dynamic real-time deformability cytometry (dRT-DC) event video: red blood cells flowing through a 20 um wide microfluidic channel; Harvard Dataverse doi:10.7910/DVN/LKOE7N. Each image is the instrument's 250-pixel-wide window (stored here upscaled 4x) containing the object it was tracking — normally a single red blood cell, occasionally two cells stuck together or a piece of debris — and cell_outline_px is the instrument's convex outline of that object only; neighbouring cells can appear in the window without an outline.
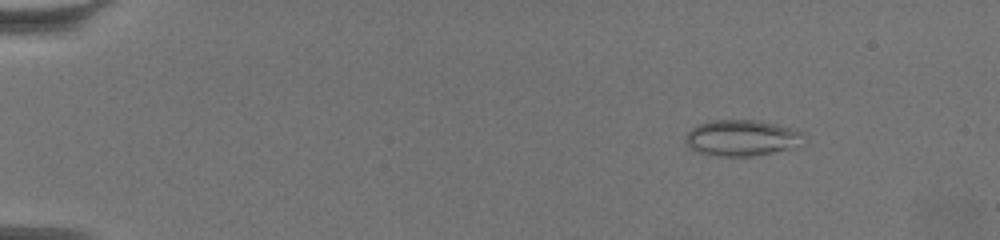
{"species": "common noctule bat (a hibernating species)", "species_latin": "Nyctalus noctula", "temperature_condition": "warm", "stored_images_in_passage": 58, "camera_frame_rate_fps": 3000, "um_per_image_px": 0.085, "animal": {"sex": "female", "body_mass_g": 19.5, "forearm_length_mm": 54.1}, "frame": {"image": 1, "passage_image": 4, "time_ms": 1.0, "image_size_px": [1000, 240], "cell_outline_px": [[804, 132], [788, 148], [772, 152], [752, 156], [716, 156], [700, 152], [684, 144], [684, 136], [692, 128], [700, 124], [712, 120], [756, 120], [776, 124], [792, 128]], "centroid_in_image_um": [62.92, 11.71], "position_along_channel_um": 22.1, "area_um2": 24.16}}
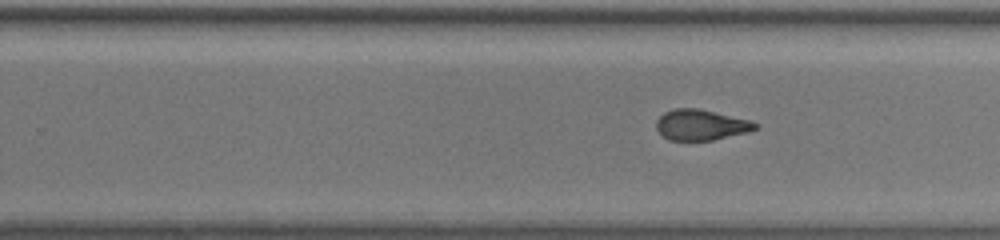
{"frame": {"image": 2, "passage_image": 36, "time_ms": 11.667, "image_size_px": [1000, 240], "cell_outline_px": [[760, 124], [756, 128], [748, 132], [712, 140], [668, 140], [656, 128], [656, 120], [664, 112], [672, 108], [700, 108], [752, 120]], "centroid_in_image_um": [59.6, 10.59], "position_along_channel_um": 270.2, "area_um2": 17.86}}
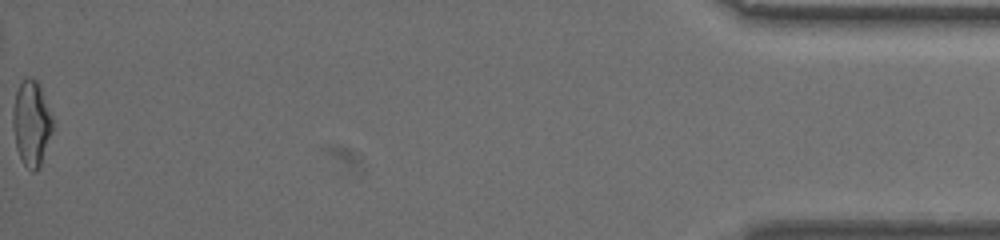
{"frame": {"image": 3, "passage_image": 58, "time_ms": 19.0, "image_size_px": [1000, 240], "cell_outline_px": [[52, 132], [40, 164], [36, 172], [32, 172], [24, 164], [16, 148], [12, 124], [12, 112], [16, 92], [24, 76], [28, 76], [36, 80], [40, 88], [52, 120]], "centroid_in_image_um": [2.64, 10.48], "position_along_channel_um": 432.6, "area_um2": 19.36}, "authors_computed_cell_mechanics": {"area_um2": 19.0162, "velocity_mm_per_s": 3.4362, "shape_relaxation_time_tau1_ms": 8.6799, "shape_relaxation_time_tau2_ms": 1.7646, "deformation_change_tau1": 0.1811, "deformation_change_tau2": 0.0906}}